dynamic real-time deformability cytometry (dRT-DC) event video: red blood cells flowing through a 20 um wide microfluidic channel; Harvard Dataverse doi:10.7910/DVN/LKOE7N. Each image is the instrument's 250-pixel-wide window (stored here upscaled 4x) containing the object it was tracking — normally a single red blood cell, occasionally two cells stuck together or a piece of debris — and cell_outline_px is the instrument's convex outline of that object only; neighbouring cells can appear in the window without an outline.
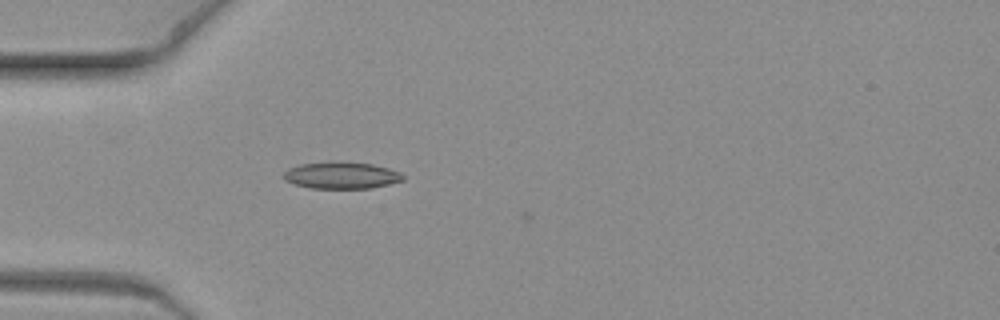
{"species": "common noctule bat (a hibernating species)", "species_latin": "Nyctalus noctula", "temperature_condition": "warm", "stored_images_in_passage": 6, "camera_frame_rate_fps": 3000, "um_per_image_px": 0.085, "animal": {"sex": "female", "body_mass_g": 19.3, "forearm_length_mm": 54.1}, "frame": {"image": 1, "passage_image": 5, "time_ms": 1.333, "image_size_px": [1000, 320], "cell_outline_px": [[404, 180], [372, 188], [308, 188], [284, 180], [284, 172], [288, 168], [300, 164], [372, 164], [388, 168], [400, 172], [404, 176]], "centroid_in_image_um": [29.04, 14.95], "position_along_channel_um": 56.0, "area_um2": 17.8}}